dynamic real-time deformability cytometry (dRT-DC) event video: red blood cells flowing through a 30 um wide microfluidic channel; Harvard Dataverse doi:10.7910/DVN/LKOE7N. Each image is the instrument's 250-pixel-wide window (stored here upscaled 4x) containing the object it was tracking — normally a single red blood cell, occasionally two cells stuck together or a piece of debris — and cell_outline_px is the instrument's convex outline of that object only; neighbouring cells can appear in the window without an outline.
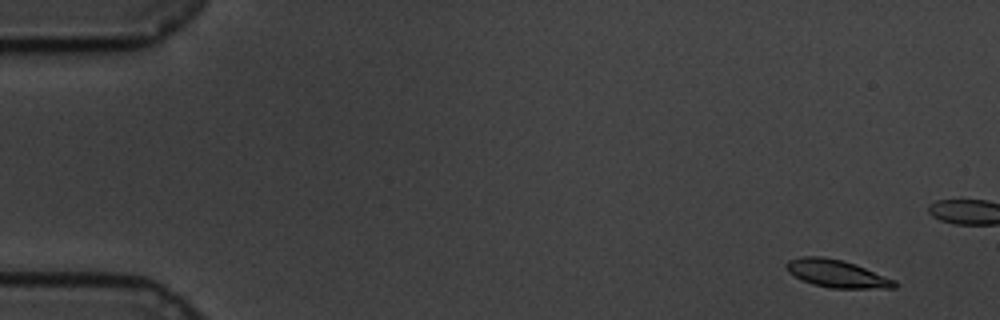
{"species": "common noctule bat (a hibernating species)", "species_latin": "Nyctalus noctula", "temperature_condition": "cold", "stored_images_in_passage": 19, "camera_frame_rate_fps": 3000, "um_per_image_px": 0.085, "animal": {"sex": "male", "body_mass_g": 19.5, "forearm_length_mm": 54.6}, "frame": {"image": 1, "passage_image": 4, "time_ms": 1.0, "image_size_px": [1000, 320], "cell_outline_px": [[900, 284], [896, 288], [832, 288], [812, 284], [788, 272], [784, 264], [788, 260], [800, 256], [824, 256], [856, 264], [896, 280]], "centroid_in_image_um": [71.15, 23.25], "position_along_channel_um": 13.8, "area_um2": 17.51}}